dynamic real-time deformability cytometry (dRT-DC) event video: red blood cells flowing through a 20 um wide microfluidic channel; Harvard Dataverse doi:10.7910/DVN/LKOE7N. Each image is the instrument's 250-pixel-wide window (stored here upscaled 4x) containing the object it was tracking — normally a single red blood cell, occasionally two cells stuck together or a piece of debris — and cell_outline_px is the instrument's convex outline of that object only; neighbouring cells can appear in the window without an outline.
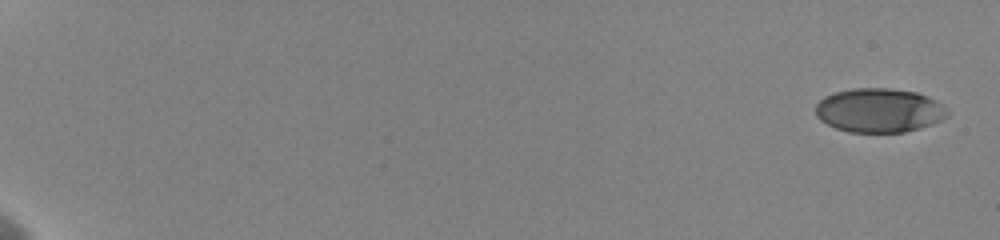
{"species": "human", "species_latin": "Homo sapiens", "temperature_condition": "cold", "stored_images_in_passage": 36, "camera_frame_rate_fps": 3000, "um_per_image_px": 0.085, "donor": {"sex": "female"}, "frame": {"image": 1, "passage_image": 1, "time_ms": 0.0, "image_size_px": [1000, 240], "cell_outline_px": [[948, 116], [940, 120], [904, 132], [848, 132], [836, 128], [820, 120], [816, 116], [816, 104], [824, 96], [836, 92], [852, 88], [888, 88], [916, 92], [936, 100], [944, 104], [948, 112]], "centroid_in_image_um": [74.71, 9.37], "position_along_channel_um": 10.3, "area_um2": 33.7}}
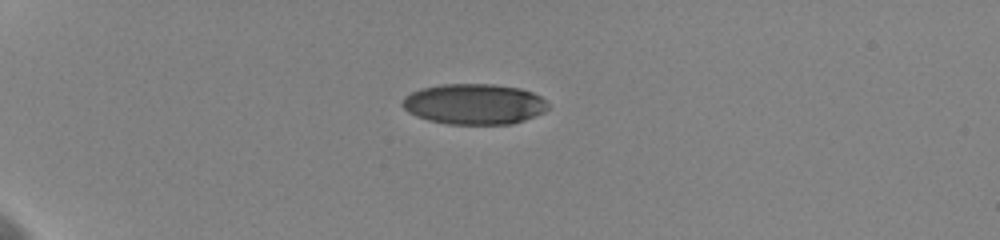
{"frame": {"image": 2, "passage_image": 11, "time_ms": 5.333, "image_size_px": [1000, 240], "cell_outline_px": [[548, 108], [544, 112], [524, 120], [512, 124], [448, 124], [428, 120], [416, 116], [408, 112], [400, 104], [404, 96], [420, 88], [440, 84], [492, 84], [520, 88], [532, 92], [540, 96], [548, 104]], "centroid_in_image_um": [40.27, 8.84], "position_along_channel_um": 44.7, "area_um2": 34.62}}